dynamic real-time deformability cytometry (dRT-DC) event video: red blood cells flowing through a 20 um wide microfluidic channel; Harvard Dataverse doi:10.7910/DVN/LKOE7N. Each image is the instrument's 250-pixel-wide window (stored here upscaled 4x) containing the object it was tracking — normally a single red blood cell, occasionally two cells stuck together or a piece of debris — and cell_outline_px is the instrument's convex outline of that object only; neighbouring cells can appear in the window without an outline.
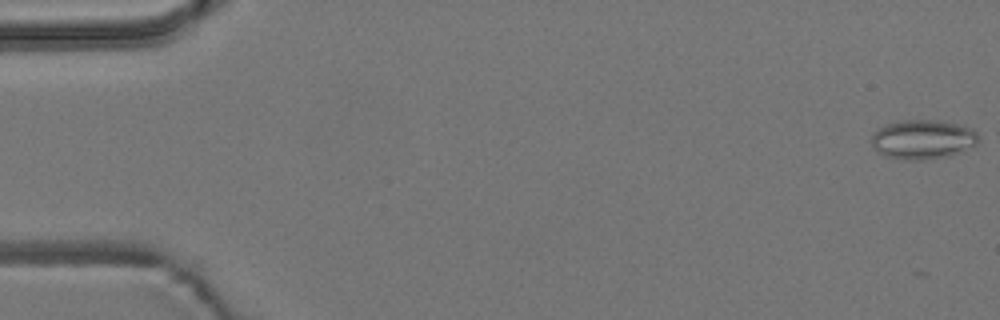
{"species": "common noctule bat (a hibernating species)", "species_latin": "Nyctalus noctula", "temperature_condition": "room temperature", "stored_images_in_passage": 48, "camera_frame_rate_fps": 3000, "um_per_image_px": 0.085, "animal": {"sex": "male", "body_mass_g": 19.2, "forearm_length_mm": 51.8}, "frame": {"image": 1, "passage_image": 1, "time_ms": 0.0, "image_size_px": [1000, 320], "cell_outline_px": [[980, 140], [976, 144], [948, 156], [920, 160], [904, 160], [884, 156], [868, 140], [880, 128], [888, 124], [900, 120], [940, 120], [964, 124], [980, 132]], "centroid_in_image_um": [78.49, 11.83], "position_along_channel_um": 6.5, "area_um2": 24.74}}
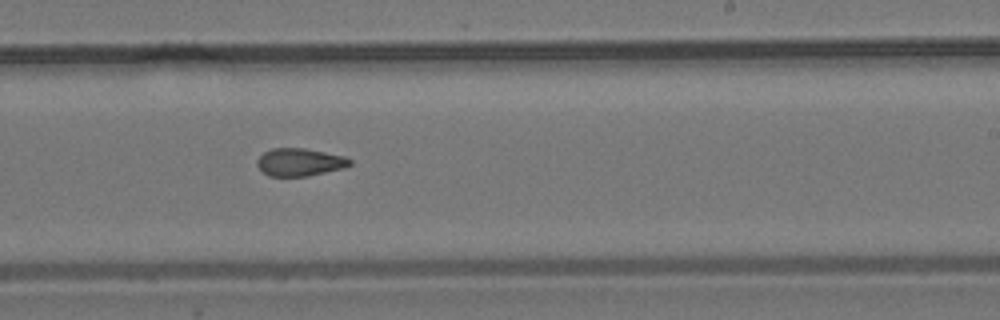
{"frame": {"image": 2, "passage_image": 34, "time_ms": 11.0, "image_size_px": [1000, 320], "cell_outline_px": [[352, 164], [344, 168], [308, 176], [268, 176], [256, 164], [256, 160], [264, 152], [272, 148], [304, 148], [344, 156], [352, 160]], "centroid_in_image_um": [25.48, 13.78], "position_along_channel_um": 263.5, "area_um2": 14.97}}
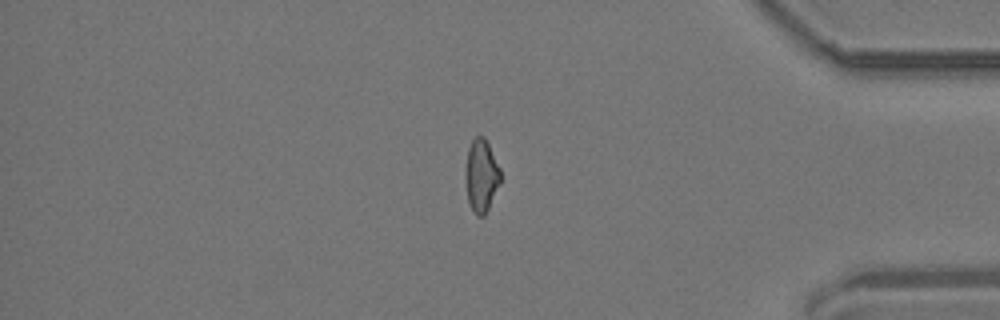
{"frame": {"image": 3, "passage_image": 47, "time_ms": 15.333, "image_size_px": [1000, 320], "cell_outline_px": [[500, 180], [488, 208], [484, 216], [476, 216], [468, 200], [464, 180], [464, 172], [468, 148], [472, 140], [476, 136], [484, 136], [500, 168]], "centroid_in_image_um": [40.87, 14.91], "position_along_channel_um": 394.3, "area_um2": 14.74}}